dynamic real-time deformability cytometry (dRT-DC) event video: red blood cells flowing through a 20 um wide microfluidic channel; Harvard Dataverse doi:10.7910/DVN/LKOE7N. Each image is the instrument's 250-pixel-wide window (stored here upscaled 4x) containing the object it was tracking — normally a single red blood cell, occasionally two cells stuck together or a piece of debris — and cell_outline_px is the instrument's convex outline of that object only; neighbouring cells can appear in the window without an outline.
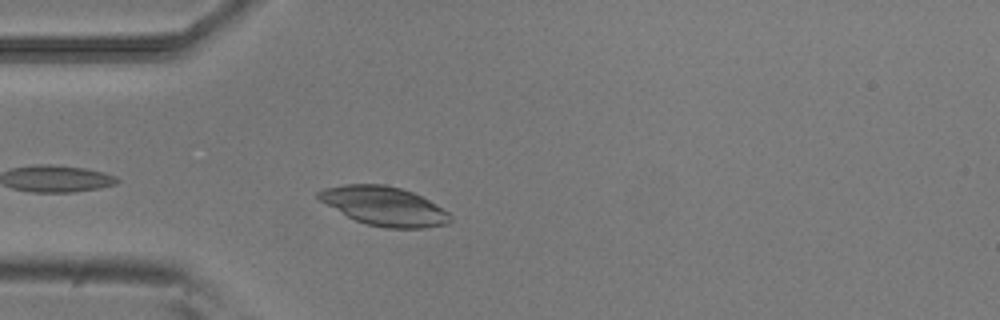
{"species": "common noctule bat (a hibernating species)", "species_latin": "Nyctalus noctula", "temperature_condition": "room temperature", "stored_images_in_passage": 33, "camera_frame_rate_fps": 3000, "um_per_image_px": 0.085, "animal": {"sex": "male", "body_mass_g": 20.5, "forearm_length_mm": 52.5}, "frame": {"image": 1, "passage_image": 4, "time_ms": 1.0, "image_size_px": [1000, 320], "cell_outline_px": [[452, 220], [448, 224], [424, 228], [384, 228], [368, 224], [356, 220], [348, 216], [320, 200], [316, 196], [316, 192], [324, 188], [344, 184], [384, 184], [400, 188], [412, 192], [436, 204], [448, 212], [452, 216]], "centroid_in_image_um": [32.68, 17.52], "position_along_channel_um": 52.3, "area_um2": 29.71}}
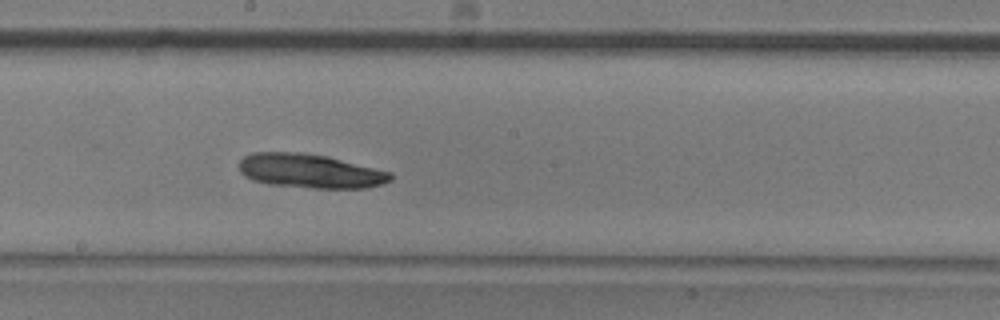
{"frame": {"image": 2, "passage_image": 18, "time_ms": 5.667, "image_size_px": [1000, 320], "cell_outline_px": [[392, 180], [380, 184], [364, 188], [312, 188], [268, 184], [252, 180], [244, 176], [240, 172], [240, 160], [244, 156], [252, 152], [304, 152], [328, 156], [392, 172]], "centroid_in_image_um": [26.34, 14.53], "position_along_channel_um": 221.9, "area_um2": 30.29}}
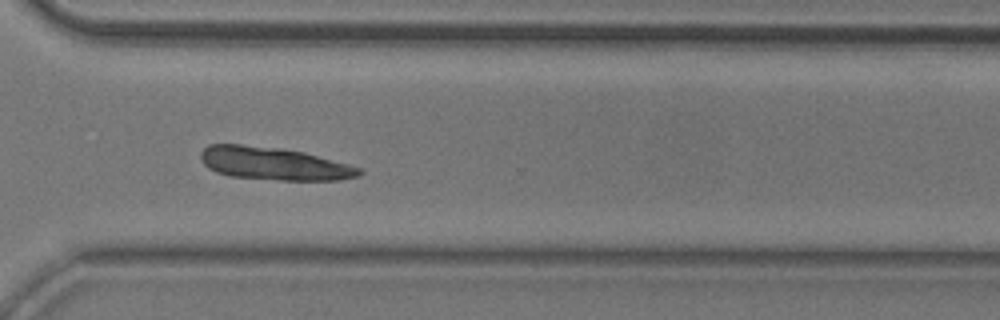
{"frame": {"image": 3, "passage_image": 28, "time_ms": 9.0, "image_size_px": [1000, 320], "cell_outline_px": [[364, 172], [360, 176], [336, 180], [280, 180], [228, 176], [216, 172], [208, 168], [204, 164], [200, 156], [200, 152], [208, 144], [240, 144], [284, 148], [304, 152], [348, 164], [360, 168]], "centroid_in_image_um": [23.26, 13.9], "position_along_channel_um": 347.3, "area_um2": 30.46}}